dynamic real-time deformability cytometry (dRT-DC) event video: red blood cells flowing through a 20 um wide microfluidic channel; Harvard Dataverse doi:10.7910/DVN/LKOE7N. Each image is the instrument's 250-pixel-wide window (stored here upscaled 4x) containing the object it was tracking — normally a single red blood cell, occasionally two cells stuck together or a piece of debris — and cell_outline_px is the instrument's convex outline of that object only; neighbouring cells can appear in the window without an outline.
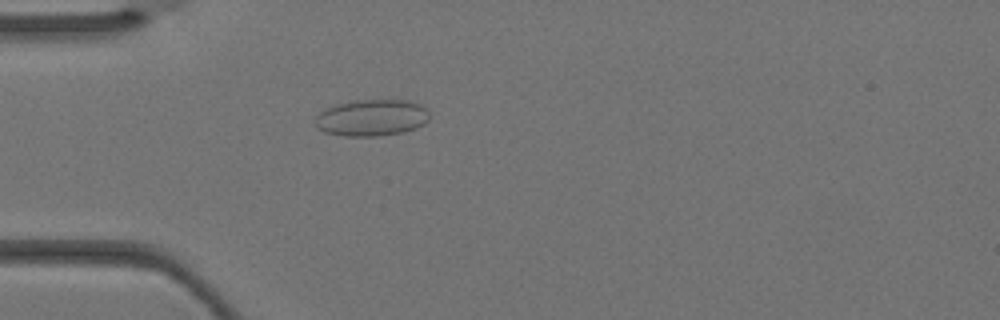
{"species": "Egyptian fruit bat (a non-hibernating species)", "species_latin": "Rousettus aegyptiacus", "temperature_condition": "warm", "stored_images_in_passage": 3, "camera_frame_rate_fps": 3000, "um_per_image_px": 0.085, "animal": {"sex": "female"}, "frame": {"image": 1, "passage_image": 3, "time_ms": 0.667, "image_size_px": [1000, 320], "cell_outline_px": [[428, 120], [424, 124], [416, 128], [404, 132], [380, 136], [344, 136], [324, 132], [316, 128], [316, 116], [320, 112], [328, 108], [340, 104], [356, 100], [408, 100], [420, 104], [428, 108]], "centroid_in_image_um": [31.63, 10.02], "position_along_channel_um": 53.4, "area_um2": 24.39}}